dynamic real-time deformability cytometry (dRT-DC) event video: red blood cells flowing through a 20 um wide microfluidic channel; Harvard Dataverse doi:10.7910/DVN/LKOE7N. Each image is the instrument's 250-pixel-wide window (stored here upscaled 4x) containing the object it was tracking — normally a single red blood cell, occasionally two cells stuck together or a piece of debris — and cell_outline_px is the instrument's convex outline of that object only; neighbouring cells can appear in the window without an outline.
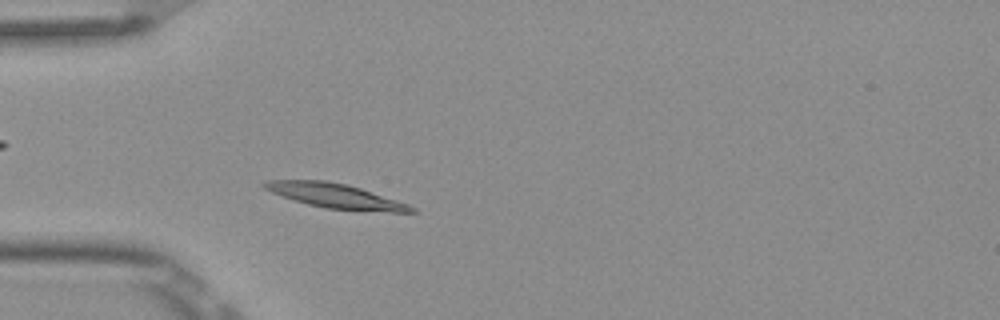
{"species": "Egyptian fruit bat (a non-hibernating species)", "species_latin": "Rousettus aegyptiacus", "temperature_condition": "room temperature", "stored_images_in_passage": 5, "camera_frame_rate_fps": 3000, "um_per_image_px": 0.085, "frame": {"image": 1, "passage_image": 5, "time_ms": 1.333, "image_size_px": [1000, 320], "cell_outline_px": [[420, 212], [392, 212], [324, 208], [308, 204], [272, 192], [264, 188], [260, 184], [268, 180], [324, 180], [344, 184], [360, 188], [408, 204], [416, 208]], "centroid_in_image_um": [28.53, 16.65], "position_along_channel_um": 56.5, "area_um2": 20.63}}